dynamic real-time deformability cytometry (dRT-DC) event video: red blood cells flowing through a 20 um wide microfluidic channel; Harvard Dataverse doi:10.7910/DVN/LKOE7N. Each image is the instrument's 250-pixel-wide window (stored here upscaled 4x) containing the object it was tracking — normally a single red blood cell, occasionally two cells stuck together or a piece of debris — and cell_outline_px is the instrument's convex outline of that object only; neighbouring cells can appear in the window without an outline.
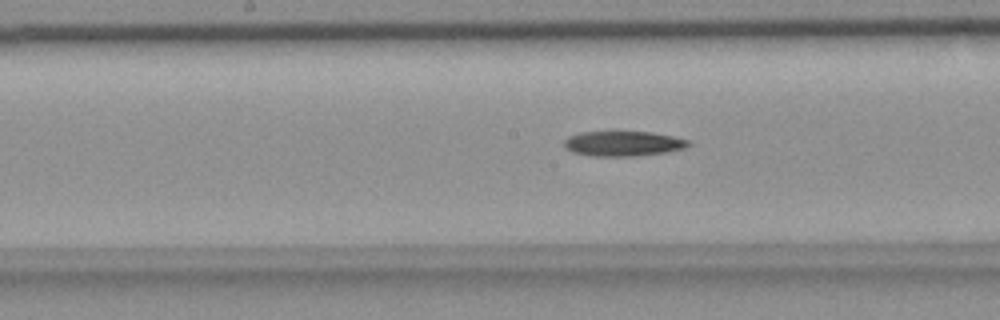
{"species": "common noctule bat (a hibernating species)", "species_latin": "Nyctalus noctula", "temperature_condition": "room temperature", "stored_images_in_passage": 39, "camera_frame_rate_fps": 3000, "um_per_image_px": 0.085, "animal": {"sex": "female", "body_mass_g": 18.4}, "frame": {"image": 1, "passage_image": 17, "time_ms": 5.333, "image_size_px": [1000, 320], "cell_outline_px": [[692, 144], [684, 148], [664, 152], [636, 156], [592, 156], [572, 152], [564, 148], [564, 140], [568, 136], [580, 132], [652, 132], [692, 140]], "centroid_in_image_um": [52.96, 12.2], "position_along_channel_um": 195.2, "area_um2": 18.21}}
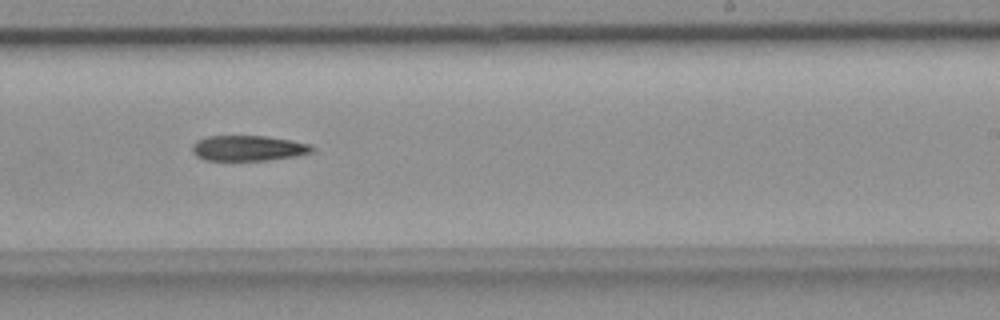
{"frame": {"image": 2, "passage_image": 23, "time_ms": 7.333, "image_size_px": [1000, 320], "cell_outline_px": [[316, 148], [312, 152], [296, 156], [268, 160], [204, 160], [196, 156], [192, 152], [192, 144], [196, 140], [208, 136], [264, 136], [292, 140], [308, 144]], "centroid_in_image_um": [21.08, 12.59], "position_along_channel_um": 267.9, "area_um2": 17.8}}
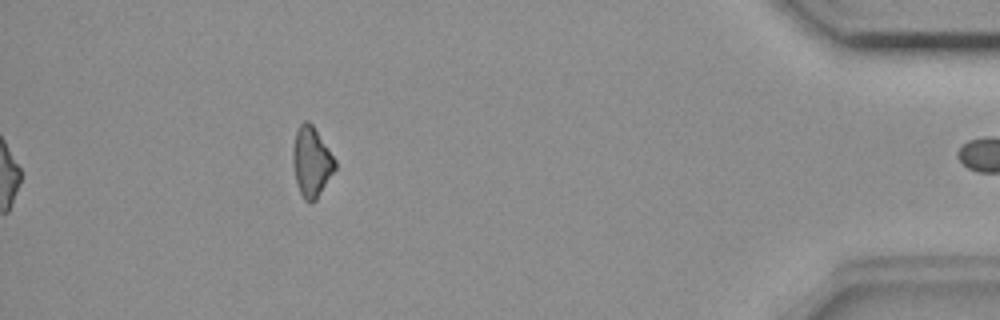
{"frame": {"image": 3, "passage_image": 39, "time_ms": 12.667, "image_size_px": [1000, 320], "cell_outline_px": [[336, 168], [316, 200], [312, 204], [304, 200], [296, 184], [292, 164], [292, 148], [296, 132], [300, 124], [304, 120], [308, 120], [312, 124], [336, 160]], "centroid_in_image_um": [26.46, 13.77], "position_along_channel_um": 408.7, "area_um2": 17.34}}